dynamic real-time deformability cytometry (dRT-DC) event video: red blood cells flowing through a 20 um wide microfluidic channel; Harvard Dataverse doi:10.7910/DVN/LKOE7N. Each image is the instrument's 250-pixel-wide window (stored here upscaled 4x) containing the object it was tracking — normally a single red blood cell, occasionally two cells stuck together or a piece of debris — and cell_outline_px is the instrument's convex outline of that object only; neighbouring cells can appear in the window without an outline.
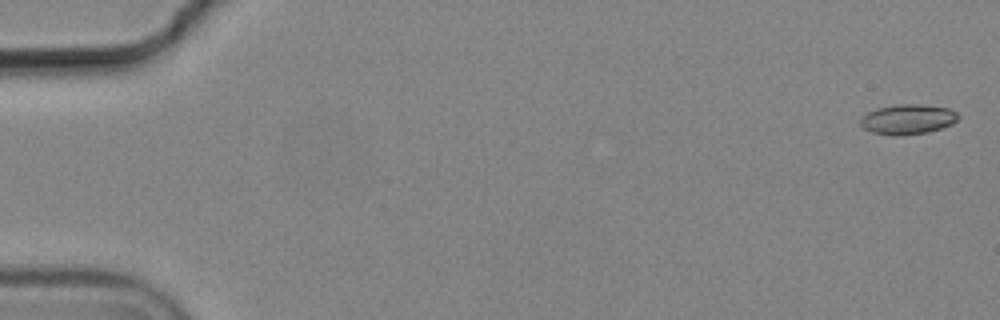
{"species": "common noctule bat (a hibernating species)", "species_latin": "Nyctalus noctula", "temperature_condition": "cold", "stored_images_in_passage": 6, "camera_frame_rate_fps": 3000, "um_per_image_px": 0.085, "animal": {"sex": "male", "body_mass_g": 19.2, "forearm_length_mm": 51.8}, "frame": {"image": 1, "passage_image": 1, "time_ms": 0.0, "image_size_px": [1000, 320], "cell_outline_px": [[960, 116], [952, 124], [928, 132], [900, 136], [892, 136], [872, 132], [864, 128], [860, 124], [860, 120], [868, 112], [876, 108], [900, 104], [916, 104], [948, 108], [956, 112]], "centroid_in_image_um": [77.15, 10.15], "position_along_channel_um": 7.8, "area_um2": 16.99}}
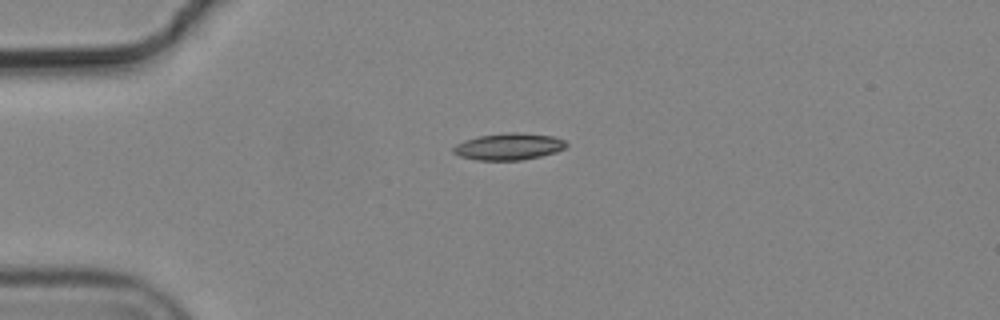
{"frame": {"image": 2, "passage_image": 4, "time_ms": 1.0, "image_size_px": [1000, 320], "cell_outline_px": [[568, 144], [564, 148], [556, 152], [540, 156], [520, 160], [476, 160], [460, 156], [452, 152], [452, 148], [456, 144], [464, 140], [476, 136], [508, 132], [516, 132], [552, 136], [564, 140]], "centroid_in_image_um": [43.21, 12.45], "position_along_channel_um": 41.8, "area_um2": 17.63}}
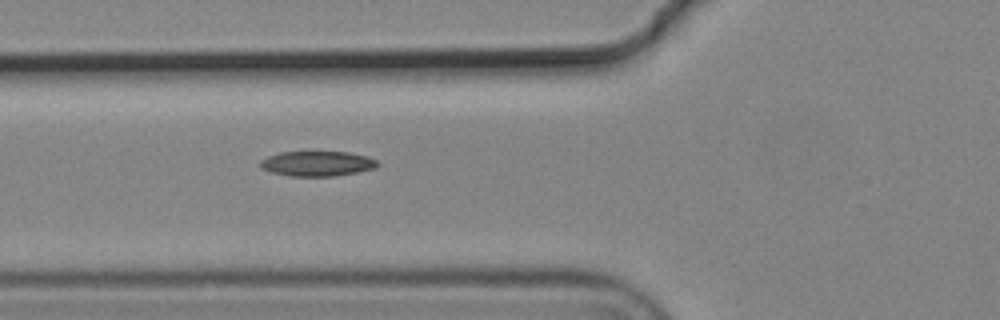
{"frame": {"image": 3, "passage_image": 6, "time_ms": 1.667, "image_size_px": [1000, 320], "cell_outline_px": [[380, 164], [376, 168], [356, 172], [332, 176], [288, 176], [272, 172], [260, 168], [260, 160], [268, 156], [280, 152], [348, 152], [368, 156], [376, 160]], "centroid_in_image_um": [26.96, 13.9], "position_along_channel_um": 98.8, "area_um2": 17.11}}